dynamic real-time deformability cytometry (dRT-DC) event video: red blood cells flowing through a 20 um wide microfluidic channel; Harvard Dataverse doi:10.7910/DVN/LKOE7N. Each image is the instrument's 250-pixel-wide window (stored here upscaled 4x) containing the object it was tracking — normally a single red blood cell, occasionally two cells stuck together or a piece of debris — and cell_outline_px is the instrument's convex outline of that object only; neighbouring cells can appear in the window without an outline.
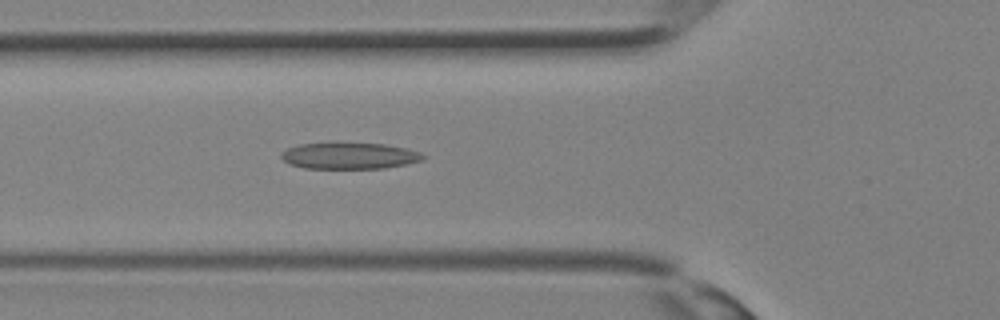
{"species": "Egyptian fruit bat (a non-hibernating species)", "species_latin": "Rousettus aegyptiacus", "temperature_condition": "room temperature", "stored_images_in_passage": 23, "camera_frame_rate_fps": 3000, "um_per_image_px": 0.085, "animal": {"sex": "female"}, "frame": {"image": 1, "passage_image": 11, "time_ms": 3.333, "image_size_px": [1000, 320], "cell_outline_px": [[428, 156], [424, 160], [384, 168], [304, 168], [292, 164], [284, 160], [280, 156], [280, 152], [296, 144], [336, 140], [384, 144], [408, 148], [420, 152]], "centroid_in_image_um": [29.69, 13.19], "position_along_channel_um": 96.1, "area_um2": 22.77}}
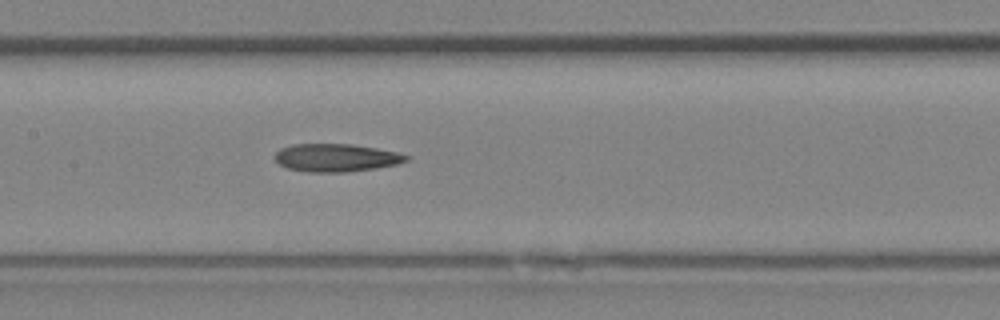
{"frame": {"image": 2, "passage_image": 15, "time_ms": 4.667, "image_size_px": [1000, 320], "cell_outline_px": [[412, 156], [408, 160], [396, 164], [376, 168], [344, 172], [308, 172], [288, 168], [280, 164], [276, 160], [276, 152], [280, 148], [292, 144], [352, 144], [400, 152]], "centroid_in_image_um": [28.61, 13.4], "position_along_channel_um": 178.8, "area_um2": 21.39}}
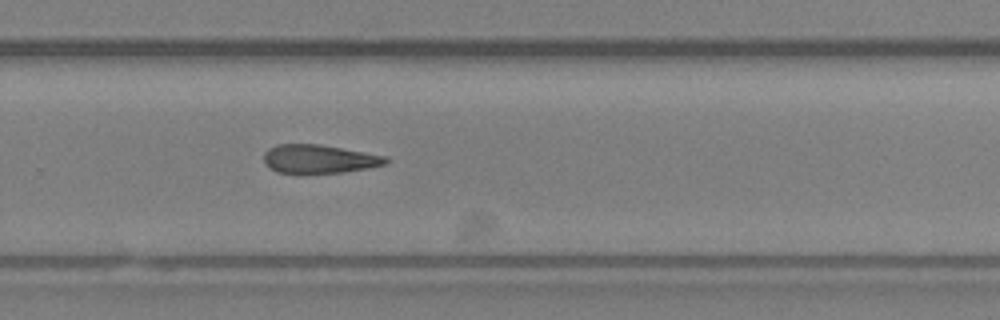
{"frame": {"image": 3, "passage_image": 21, "time_ms": 6.667, "image_size_px": [1000, 320], "cell_outline_px": [[388, 164], [368, 168], [344, 172], [276, 172], [268, 168], [264, 160], [264, 152], [268, 148], [276, 144], [320, 144], [388, 156]], "centroid_in_image_um": [27.14, 13.49], "position_along_channel_um": 302.7, "area_um2": 20.29}}